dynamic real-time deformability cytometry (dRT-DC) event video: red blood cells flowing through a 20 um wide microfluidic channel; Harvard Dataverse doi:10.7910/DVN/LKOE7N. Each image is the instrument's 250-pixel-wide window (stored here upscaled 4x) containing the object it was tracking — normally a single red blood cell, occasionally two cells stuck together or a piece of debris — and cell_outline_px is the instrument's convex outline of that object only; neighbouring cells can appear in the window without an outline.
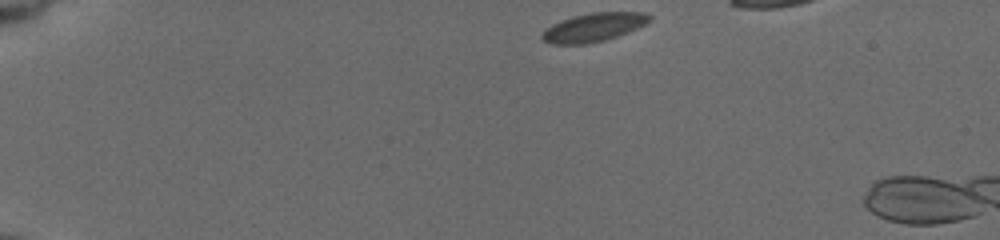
{"species": "common noctule bat (a hibernating species)", "species_latin": "Nyctalus noctula", "temperature_condition": "cold", "stored_images_in_passage": 42, "camera_frame_rate_fps": 3000, "um_per_image_px": 0.085, "animal": {"sex": "female", "body_mass_g": 19.5, "forearm_length_mm": 54.1}, "frame": {"image": 1, "passage_image": 1, "time_ms": 0.0, "image_size_px": [1000, 240], "cell_outline_px": [[652, 20], [636, 28], [616, 36], [604, 40], [588, 44], [548, 44], [540, 36], [552, 24], [560, 20], [576, 16], [596, 12], [644, 12], [652, 16]], "centroid_in_image_um": [50.46, 2.32], "position_along_channel_um": 34.5, "area_um2": 17.63}}
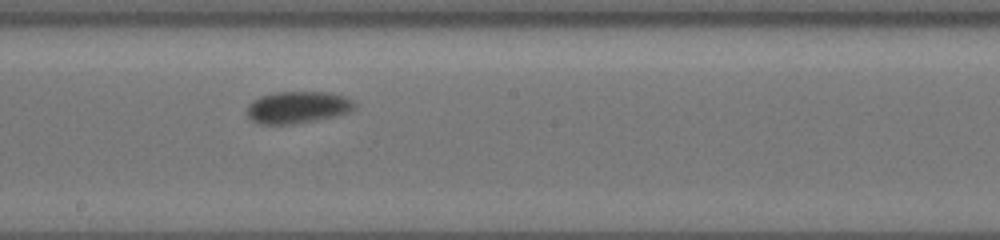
{"frame": {"image": 2, "passage_image": 23, "time_ms": 7.333, "image_size_px": [1000, 240], "cell_outline_px": [[356, 104], [348, 112], [316, 120], [292, 124], [260, 124], [252, 120], [248, 116], [248, 104], [252, 100], [260, 96], [276, 92], [328, 92], [344, 96], [352, 100]], "centroid_in_image_um": [25.26, 9.11], "position_along_channel_um": 222.9, "area_um2": 19.83}}
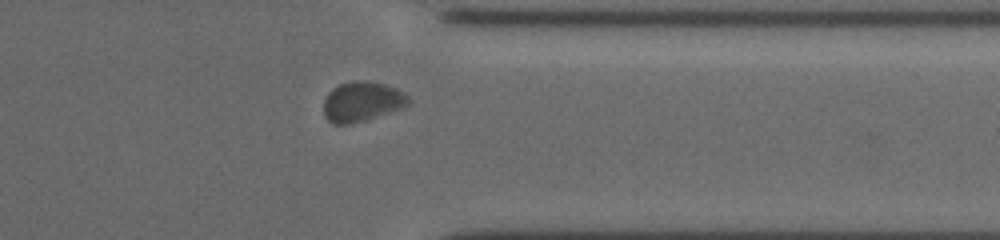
{"frame": {"image": 3, "passage_image": 36, "time_ms": 11.667, "image_size_px": [1000, 240], "cell_outline_px": [[412, 100], [404, 108], [352, 124], [332, 124], [324, 116], [324, 100], [328, 92], [332, 88], [340, 84], [352, 80], [364, 80], [384, 84], [396, 88], [404, 92]], "centroid_in_image_um": [30.78, 8.63], "position_along_channel_um": 380.6, "area_um2": 20.0}}